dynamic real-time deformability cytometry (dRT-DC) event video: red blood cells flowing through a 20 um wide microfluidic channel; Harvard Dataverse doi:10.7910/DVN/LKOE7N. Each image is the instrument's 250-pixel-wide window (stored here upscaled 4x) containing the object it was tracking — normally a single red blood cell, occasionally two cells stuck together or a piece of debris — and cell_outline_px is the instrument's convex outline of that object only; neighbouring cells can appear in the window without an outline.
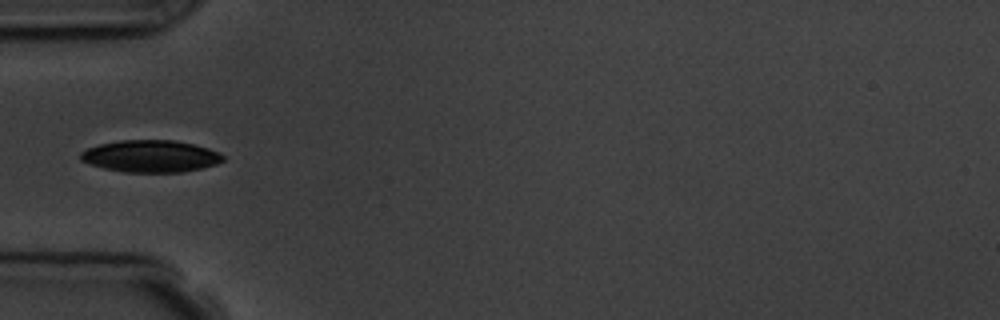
{"species": "common noctule bat (a hibernating species)", "species_latin": "Nyctalus noctula", "temperature_condition": "room temperature", "stored_images_in_passage": 6, "camera_frame_rate_fps": 3000, "um_per_image_px": 0.085, "animal": {"sex": "male", "body_mass_g": 19.5, "forearm_length_mm": 54.6}, "frame": {"image": 1, "passage_image": 5, "time_ms": 4.667, "image_size_px": [1000, 320], "cell_outline_px": [[224, 160], [216, 164], [200, 168], [180, 172], [124, 172], [104, 168], [88, 164], [80, 160], [80, 152], [88, 148], [100, 144], [120, 140], [176, 140], [208, 148], [220, 152], [224, 156]], "centroid_in_image_um": [12.79, 13.27], "position_along_channel_um": 72.2, "area_um2": 26.59}}